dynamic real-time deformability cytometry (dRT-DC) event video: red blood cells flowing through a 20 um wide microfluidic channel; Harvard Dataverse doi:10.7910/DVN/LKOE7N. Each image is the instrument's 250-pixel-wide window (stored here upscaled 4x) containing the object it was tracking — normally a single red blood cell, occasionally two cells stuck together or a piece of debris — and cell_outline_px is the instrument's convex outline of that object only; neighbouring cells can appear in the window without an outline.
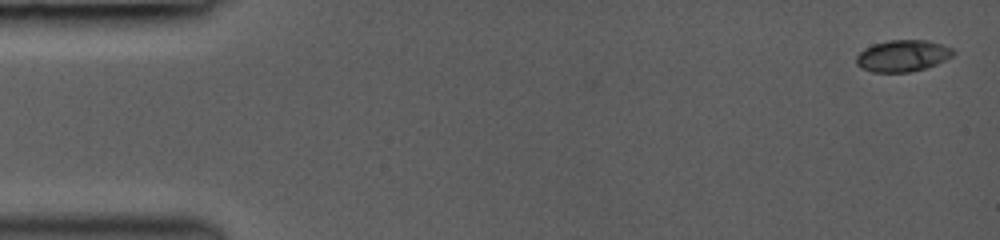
{"species": "common noctule bat (a hibernating species)", "species_latin": "Nyctalus noctula", "temperature_condition": "room temperature", "stored_images_in_passage": 5, "camera_frame_rate_fps": 3000, "um_per_image_px": 0.085, "animal": {"sex": "female", "body_mass_g": 19.0, "forearm_length_mm": 53.3}, "frame": {"image": 1, "passage_image": 1, "time_ms": 0.0, "image_size_px": [1000, 240], "cell_outline_px": [[956, 52], [952, 56], [928, 68], [908, 72], [872, 72], [860, 68], [856, 64], [856, 56], [864, 48], [872, 44], [888, 40], [928, 40], [952, 48]], "centroid_in_image_um": [76.7, 4.74], "position_along_channel_um": 8.3, "area_um2": 17.98}}
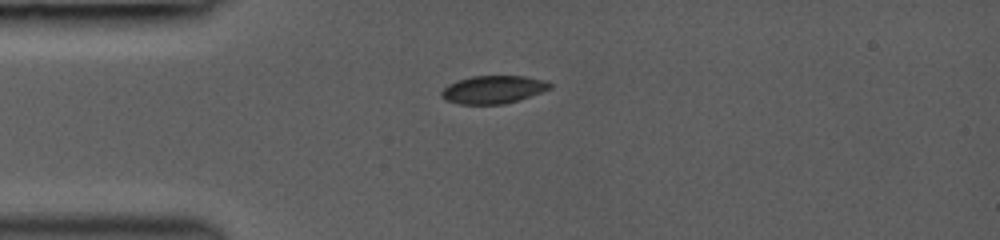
{"frame": {"image": 2, "passage_image": 4, "time_ms": 3.667, "image_size_px": [1000, 240], "cell_outline_px": [[552, 88], [504, 104], [460, 104], [444, 100], [440, 96], [440, 92], [448, 84], [456, 80], [472, 76], [528, 76], [548, 80], [552, 84]], "centroid_in_image_um": [41.9, 7.6], "position_along_channel_um": 43.1, "area_um2": 17.74}}